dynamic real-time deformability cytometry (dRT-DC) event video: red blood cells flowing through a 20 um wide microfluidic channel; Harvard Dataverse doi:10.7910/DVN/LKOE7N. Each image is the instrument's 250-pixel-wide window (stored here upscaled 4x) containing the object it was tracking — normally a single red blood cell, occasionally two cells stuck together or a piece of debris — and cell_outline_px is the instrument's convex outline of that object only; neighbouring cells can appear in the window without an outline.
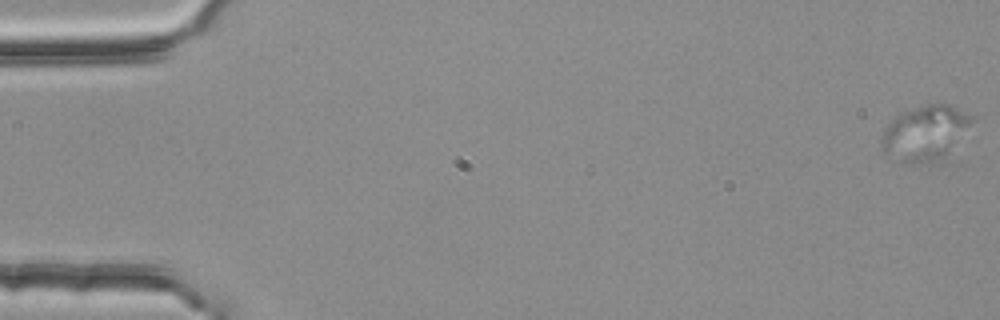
{"species": "common noctule bat (a hibernating species)", "species_latin": "Nyctalus noctula", "temperature_condition": "room temperature", "stored_images_in_passage": 4, "camera_frame_rate_fps": 3000, "um_per_image_px": 0.085, "animal": {"sex": "female", "body_mass_g": 25.1}, "frame": {"image": 1, "passage_image": 1, "time_ms": 0.0, "image_size_px": [1000, 320], "cell_outline_px": [[972, 120], [944, 156], [936, 164], [916, 164], [900, 160], [884, 152], [880, 140], [880, 136], [888, 124], [900, 112], [928, 104], [952, 104], [972, 116]], "centroid_in_image_um": [78.57, 11.3], "position_along_channel_um": 6.4, "area_um2": 28.32}}